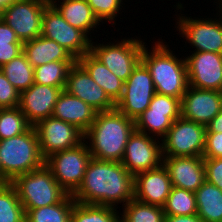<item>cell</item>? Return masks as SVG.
<instances>
[{"instance_id": "obj_12", "label": "cell", "mask_w": 222, "mask_h": 222, "mask_svg": "<svg viewBox=\"0 0 222 222\" xmlns=\"http://www.w3.org/2000/svg\"><path fill=\"white\" fill-rule=\"evenodd\" d=\"M48 4V0H15L4 8L0 18L24 43L41 35L42 17Z\"/></svg>"}, {"instance_id": "obj_19", "label": "cell", "mask_w": 222, "mask_h": 222, "mask_svg": "<svg viewBox=\"0 0 222 222\" xmlns=\"http://www.w3.org/2000/svg\"><path fill=\"white\" fill-rule=\"evenodd\" d=\"M62 90L64 87L34 83L20 94L19 108L32 126L53 115L55 103Z\"/></svg>"}, {"instance_id": "obj_15", "label": "cell", "mask_w": 222, "mask_h": 222, "mask_svg": "<svg viewBox=\"0 0 222 222\" xmlns=\"http://www.w3.org/2000/svg\"><path fill=\"white\" fill-rule=\"evenodd\" d=\"M44 159L51 154L76 147L84 141V133L77 127L50 116L34 126Z\"/></svg>"}, {"instance_id": "obj_22", "label": "cell", "mask_w": 222, "mask_h": 222, "mask_svg": "<svg viewBox=\"0 0 222 222\" xmlns=\"http://www.w3.org/2000/svg\"><path fill=\"white\" fill-rule=\"evenodd\" d=\"M96 114L97 111L90 105L62 90L55 103L52 116L74 125L85 133L94 122Z\"/></svg>"}, {"instance_id": "obj_38", "label": "cell", "mask_w": 222, "mask_h": 222, "mask_svg": "<svg viewBox=\"0 0 222 222\" xmlns=\"http://www.w3.org/2000/svg\"><path fill=\"white\" fill-rule=\"evenodd\" d=\"M203 158H222V133L206 132Z\"/></svg>"}, {"instance_id": "obj_14", "label": "cell", "mask_w": 222, "mask_h": 222, "mask_svg": "<svg viewBox=\"0 0 222 222\" xmlns=\"http://www.w3.org/2000/svg\"><path fill=\"white\" fill-rule=\"evenodd\" d=\"M121 163L134 176L157 168L163 163L161 139L135 129L128 139Z\"/></svg>"}, {"instance_id": "obj_24", "label": "cell", "mask_w": 222, "mask_h": 222, "mask_svg": "<svg viewBox=\"0 0 222 222\" xmlns=\"http://www.w3.org/2000/svg\"><path fill=\"white\" fill-rule=\"evenodd\" d=\"M23 53L33 68L54 61H77L56 41L40 35L23 43Z\"/></svg>"}, {"instance_id": "obj_4", "label": "cell", "mask_w": 222, "mask_h": 222, "mask_svg": "<svg viewBox=\"0 0 222 222\" xmlns=\"http://www.w3.org/2000/svg\"><path fill=\"white\" fill-rule=\"evenodd\" d=\"M0 163L2 183H11L17 176L45 164L33 126L18 136L0 140Z\"/></svg>"}, {"instance_id": "obj_11", "label": "cell", "mask_w": 222, "mask_h": 222, "mask_svg": "<svg viewBox=\"0 0 222 222\" xmlns=\"http://www.w3.org/2000/svg\"><path fill=\"white\" fill-rule=\"evenodd\" d=\"M41 35L56 41L68 50L76 60L90 52L92 40L83 31L67 23L50 3L43 13Z\"/></svg>"}, {"instance_id": "obj_46", "label": "cell", "mask_w": 222, "mask_h": 222, "mask_svg": "<svg viewBox=\"0 0 222 222\" xmlns=\"http://www.w3.org/2000/svg\"><path fill=\"white\" fill-rule=\"evenodd\" d=\"M217 8H219V10L222 12V1H221V3L217 6Z\"/></svg>"}, {"instance_id": "obj_43", "label": "cell", "mask_w": 222, "mask_h": 222, "mask_svg": "<svg viewBox=\"0 0 222 222\" xmlns=\"http://www.w3.org/2000/svg\"><path fill=\"white\" fill-rule=\"evenodd\" d=\"M15 0H0V16L5 7L14 2Z\"/></svg>"}, {"instance_id": "obj_2", "label": "cell", "mask_w": 222, "mask_h": 222, "mask_svg": "<svg viewBox=\"0 0 222 222\" xmlns=\"http://www.w3.org/2000/svg\"><path fill=\"white\" fill-rule=\"evenodd\" d=\"M135 129V121L116 108L97 112L91 127L84 133V141L92 158L121 162L128 139Z\"/></svg>"}, {"instance_id": "obj_8", "label": "cell", "mask_w": 222, "mask_h": 222, "mask_svg": "<svg viewBox=\"0 0 222 222\" xmlns=\"http://www.w3.org/2000/svg\"><path fill=\"white\" fill-rule=\"evenodd\" d=\"M91 159L89 148L83 141L76 147L51 154L45 159V165L58 184L72 195L81 185Z\"/></svg>"}, {"instance_id": "obj_21", "label": "cell", "mask_w": 222, "mask_h": 222, "mask_svg": "<svg viewBox=\"0 0 222 222\" xmlns=\"http://www.w3.org/2000/svg\"><path fill=\"white\" fill-rule=\"evenodd\" d=\"M172 186L191 192L196 190L206 181L203 157H163Z\"/></svg>"}, {"instance_id": "obj_20", "label": "cell", "mask_w": 222, "mask_h": 222, "mask_svg": "<svg viewBox=\"0 0 222 222\" xmlns=\"http://www.w3.org/2000/svg\"><path fill=\"white\" fill-rule=\"evenodd\" d=\"M172 187L163 163L157 168L139 172L134 176V198L143 203L163 207Z\"/></svg>"}, {"instance_id": "obj_25", "label": "cell", "mask_w": 222, "mask_h": 222, "mask_svg": "<svg viewBox=\"0 0 222 222\" xmlns=\"http://www.w3.org/2000/svg\"><path fill=\"white\" fill-rule=\"evenodd\" d=\"M77 62L93 78L94 82L104 89L109 98L116 104L122 96L124 81L118 78L90 52L78 58Z\"/></svg>"}, {"instance_id": "obj_29", "label": "cell", "mask_w": 222, "mask_h": 222, "mask_svg": "<svg viewBox=\"0 0 222 222\" xmlns=\"http://www.w3.org/2000/svg\"><path fill=\"white\" fill-rule=\"evenodd\" d=\"M121 209L75 202L71 222H120Z\"/></svg>"}, {"instance_id": "obj_44", "label": "cell", "mask_w": 222, "mask_h": 222, "mask_svg": "<svg viewBox=\"0 0 222 222\" xmlns=\"http://www.w3.org/2000/svg\"><path fill=\"white\" fill-rule=\"evenodd\" d=\"M216 1V2H215ZM221 1L222 0H214V2H213V4L215 5V3H216V7L221 3ZM207 2H208V0H207Z\"/></svg>"}, {"instance_id": "obj_18", "label": "cell", "mask_w": 222, "mask_h": 222, "mask_svg": "<svg viewBox=\"0 0 222 222\" xmlns=\"http://www.w3.org/2000/svg\"><path fill=\"white\" fill-rule=\"evenodd\" d=\"M222 108V92L188 86L181 99V117L207 126Z\"/></svg>"}, {"instance_id": "obj_10", "label": "cell", "mask_w": 222, "mask_h": 222, "mask_svg": "<svg viewBox=\"0 0 222 222\" xmlns=\"http://www.w3.org/2000/svg\"><path fill=\"white\" fill-rule=\"evenodd\" d=\"M156 94L154 82L146 65L140 61L128 80L124 82L121 98L115 108L128 118L136 121L149 107Z\"/></svg>"}, {"instance_id": "obj_26", "label": "cell", "mask_w": 222, "mask_h": 222, "mask_svg": "<svg viewBox=\"0 0 222 222\" xmlns=\"http://www.w3.org/2000/svg\"><path fill=\"white\" fill-rule=\"evenodd\" d=\"M197 215L203 222H222V191L205 181L195 192Z\"/></svg>"}, {"instance_id": "obj_27", "label": "cell", "mask_w": 222, "mask_h": 222, "mask_svg": "<svg viewBox=\"0 0 222 222\" xmlns=\"http://www.w3.org/2000/svg\"><path fill=\"white\" fill-rule=\"evenodd\" d=\"M75 202L73 196L67 194L59 203L29 209L25 214V222H71Z\"/></svg>"}, {"instance_id": "obj_32", "label": "cell", "mask_w": 222, "mask_h": 222, "mask_svg": "<svg viewBox=\"0 0 222 222\" xmlns=\"http://www.w3.org/2000/svg\"><path fill=\"white\" fill-rule=\"evenodd\" d=\"M76 61H54L34 68V83L65 87L67 74Z\"/></svg>"}, {"instance_id": "obj_5", "label": "cell", "mask_w": 222, "mask_h": 222, "mask_svg": "<svg viewBox=\"0 0 222 222\" xmlns=\"http://www.w3.org/2000/svg\"><path fill=\"white\" fill-rule=\"evenodd\" d=\"M175 9V30L178 31L177 35L184 38L185 44H189L193 51L189 52H215L222 54V12L219 8H215L217 11L214 16L210 18L205 16L193 17L186 16L182 13L185 10L184 3L178 1L174 5ZM180 10V11H179ZM180 12L179 14H177ZM185 15V16H184ZM176 16V17H175ZM200 17V18H199ZM202 17V18H201ZM214 17V18H213ZM218 17V18H217Z\"/></svg>"}, {"instance_id": "obj_7", "label": "cell", "mask_w": 222, "mask_h": 222, "mask_svg": "<svg viewBox=\"0 0 222 222\" xmlns=\"http://www.w3.org/2000/svg\"><path fill=\"white\" fill-rule=\"evenodd\" d=\"M138 37L135 35L133 38L130 36L122 38L121 36V41L117 38L113 42H103L102 38V43L92 40L90 53L118 78L126 82L141 61V53L146 44L145 39L140 38L141 35Z\"/></svg>"}, {"instance_id": "obj_39", "label": "cell", "mask_w": 222, "mask_h": 222, "mask_svg": "<svg viewBox=\"0 0 222 222\" xmlns=\"http://www.w3.org/2000/svg\"><path fill=\"white\" fill-rule=\"evenodd\" d=\"M23 53V43L0 44V68Z\"/></svg>"}, {"instance_id": "obj_3", "label": "cell", "mask_w": 222, "mask_h": 222, "mask_svg": "<svg viewBox=\"0 0 222 222\" xmlns=\"http://www.w3.org/2000/svg\"><path fill=\"white\" fill-rule=\"evenodd\" d=\"M157 40L151 47L144 45L141 61L151 74L156 93L181 100L189 86L185 57L180 58L162 37Z\"/></svg>"}, {"instance_id": "obj_23", "label": "cell", "mask_w": 222, "mask_h": 222, "mask_svg": "<svg viewBox=\"0 0 222 222\" xmlns=\"http://www.w3.org/2000/svg\"><path fill=\"white\" fill-rule=\"evenodd\" d=\"M48 1L58 10L67 23L83 31L91 40L97 38L94 35L93 38L92 34H95V31L98 32L97 28L99 29L103 24L98 20L87 0Z\"/></svg>"}, {"instance_id": "obj_41", "label": "cell", "mask_w": 222, "mask_h": 222, "mask_svg": "<svg viewBox=\"0 0 222 222\" xmlns=\"http://www.w3.org/2000/svg\"><path fill=\"white\" fill-rule=\"evenodd\" d=\"M164 222H203V221L197 214H194V215H178V216L165 215Z\"/></svg>"}, {"instance_id": "obj_6", "label": "cell", "mask_w": 222, "mask_h": 222, "mask_svg": "<svg viewBox=\"0 0 222 222\" xmlns=\"http://www.w3.org/2000/svg\"><path fill=\"white\" fill-rule=\"evenodd\" d=\"M11 184L17 191L25 213L29 209L59 203L68 194L45 164L36 170L17 176Z\"/></svg>"}, {"instance_id": "obj_36", "label": "cell", "mask_w": 222, "mask_h": 222, "mask_svg": "<svg viewBox=\"0 0 222 222\" xmlns=\"http://www.w3.org/2000/svg\"><path fill=\"white\" fill-rule=\"evenodd\" d=\"M20 104V93L0 70V109L14 108Z\"/></svg>"}, {"instance_id": "obj_28", "label": "cell", "mask_w": 222, "mask_h": 222, "mask_svg": "<svg viewBox=\"0 0 222 222\" xmlns=\"http://www.w3.org/2000/svg\"><path fill=\"white\" fill-rule=\"evenodd\" d=\"M0 70L20 94L34 84V68L24 53L4 64Z\"/></svg>"}, {"instance_id": "obj_13", "label": "cell", "mask_w": 222, "mask_h": 222, "mask_svg": "<svg viewBox=\"0 0 222 222\" xmlns=\"http://www.w3.org/2000/svg\"><path fill=\"white\" fill-rule=\"evenodd\" d=\"M181 116V100L156 93L149 107L135 121L137 131L162 139Z\"/></svg>"}, {"instance_id": "obj_9", "label": "cell", "mask_w": 222, "mask_h": 222, "mask_svg": "<svg viewBox=\"0 0 222 222\" xmlns=\"http://www.w3.org/2000/svg\"><path fill=\"white\" fill-rule=\"evenodd\" d=\"M206 126L179 117L161 139L163 157H203Z\"/></svg>"}, {"instance_id": "obj_42", "label": "cell", "mask_w": 222, "mask_h": 222, "mask_svg": "<svg viewBox=\"0 0 222 222\" xmlns=\"http://www.w3.org/2000/svg\"><path fill=\"white\" fill-rule=\"evenodd\" d=\"M206 132H219L222 133V108L221 111L213 118L206 126Z\"/></svg>"}, {"instance_id": "obj_16", "label": "cell", "mask_w": 222, "mask_h": 222, "mask_svg": "<svg viewBox=\"0 0 222 222\" xmlns=\"http://www.w3.org/2000/svg\"><path fill=\"white\" fill-rule=\"evenodd\" d=\"M185 60L189 86L222 92V54L190 52Z\"/></svg>"}, {"instance_id": "obj_37", "label": "cell", "mask_w": 222, "mask_h": 222, "mask_svg": "<svg viewBox=\"0 0 222 222\" xmlns=\"http://www.w3.org/2000/svg\"><path fill=\"white\" fill-rule=\"evenodd\" d=\"M206 181L222 191V158H204Z\"/></svg>"}, {"instance_id": "obj_1", "label": "cell", "mask_w": 222, "mask_h": 222, "mask_svg": "<svg viewBox=\"0 0 222 222\" xmlns=\"http://www.w3.org/2000/svg\"><path fill=\"white\" fill-rule=\"evenodd\" d=\"M78 203L119 209L134 199V175L121 162L92 158L79 188L72 194Z\"/></svg>"}, {"instance_id": "obj_30", "label": "cell", "mask_w": 222, "mask_h": 222, "mask_svg": "<svg viewBox=\"0 0 222 222\" xmlns=\"http://www.w3.org/2000/svg\"><path fill=\"white\" fill-rule=\"evenodd\" d=\"M163 207L136 200L129 201L122 207L120 222H164Z\"/></svg>"}, {"instance_id": "obj_31", "label": "cell", "mask_w": 222, "mask_h": 222, "mask_svg": "<svg viewBox=\"0 0 222 222\" xmlns=\"http://www.w3.org/2000/svg\"><path fill=\"white\" fill-rule=\"evenodd\" d=\"M25 210L11 183H0V222H25Z\"/></svg>"}, {"instance_id": "obj_40", "label": "cell", "mask_w": 222, "mask_h": 222, "mask_svg": "<svg viewBox=\"0 0 222 222\" xmlns=\"http://www.w3.org/2000/svg\"><path fill=\"white\" fill-rule=\"evenodd\" d=\"M23 43L14 30L0 18V44Z\"/></svg>"}, {"instance_id": "obj_45", "label": "cell", "mask_w": 222, "mask_h": 222, "mask_svg": "<svg viewBox=\"0 0 222 222\" xmlns=\"http://www.w3.org/2000/svg\"><path fill=\"white\" fill-rule=\"evenodd\" d=\"M0 183H2V166H1V163H0Z\"/></svg>"}, {"instance_id": "obj_35", "label": "cell", "mask_w": 222, "mask_h": 222, "mask_svg": "<svg viewBox=\"0 0 222 222\" xmlns=\"http://www.w3.org/2000/svg\"><path fill=\"white\" fill-rule=\"evenodd\" d=\"M123 1L124 0H87L98 20L106 25V22H108L114 30H116L114 26L118 24L116 23L118 14L122 16L123 10L126 9L125 2H128V0Z\"/></svg>"}, {"instance_id": "obj_34", "label": "cell", "mask_w": 222, "mask_h": 222, "mask_svg": "<svg viewBox=\"0 0 222 222\" xmlns=\"http://www.w3.org/2000/svg\"><path fill=\"white\" fill-rule=\"evenodd\" d=\"M31 126L19 106L0 109V140L18 136Z\"/></svg>"}, {"instance_id": "obj_17", "label": "cell", "mask_w": 222, "mask_h": 222, "mask_svg": "<svg viewBox=\"0 0 222 222\" xmlns=\"http://www.w3.org/2000/svg\"><path fill=\"white\" fill-rule=\"evenodd\" d=\"M64 90L78 97L97 112L115 109V103L104 89L94 82L93 78L77 61L68 71Z\"/></svg>"}, {"instance_id": "obj_33", "label": "cell", "mask_w": 222, "mask_h": 222, "mask_svg": "<svg viewBox=\"0 0 222 222\" xmlns=\"http://www.w3.org/2000/svg\"><path fill=\"white\" fill-rule=\"evenodd\" d=\"M165 215H194L197 214L195 193L173 186L163 206Z\"/></svg>"}]
</instances>
